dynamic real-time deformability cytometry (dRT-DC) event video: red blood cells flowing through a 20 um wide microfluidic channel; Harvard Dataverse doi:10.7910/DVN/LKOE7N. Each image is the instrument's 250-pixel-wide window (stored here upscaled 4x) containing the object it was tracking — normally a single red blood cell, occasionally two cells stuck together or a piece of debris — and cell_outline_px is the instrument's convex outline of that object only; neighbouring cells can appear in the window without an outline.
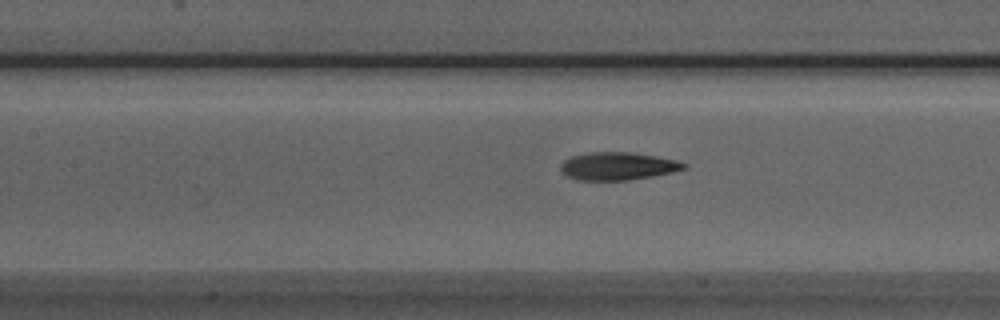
{"species": "Egyptian fruit bat (a non-hibernating species)", "species_latin": "Rousettus aegyptiacus", "temperature_condition": "room temperature", "stored_images_in_passage": 31, "camera_frame_rate_fps": 3000, "um_per_image_px": 0.085, "animal": {"sex": "male"}, "frame": {"image": 1, "passage_image": 12, "time_ms": 3.667, "image_size_px": [1000, 320], "cell_outline_px": [[688, 168], [672, 172], [652, 176], [628, 180], [576, 180], [560, 172], [560, 164], [564, 160], [572, 156], [592, 152], [632, 152], [676, 160], [688, 164]], "centroid_in_image_um": [52.5, 14.12], "position_along_channel_um": 154.9, "area_um2": 20.0}}
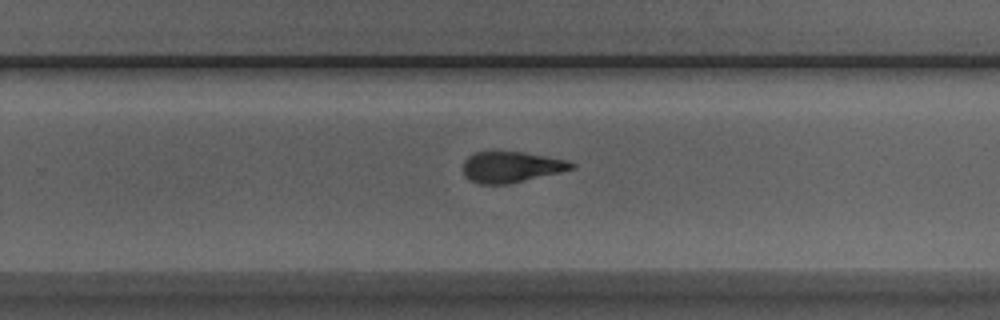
{"frame": {"image": 2, "passage_image": 22, "time_ms": 7.0, "image_size_px": [1000, 320], "cell_outline_px": [[576, 168], [560, 172], [508, 184], [480, 184], [468, 180], [464, 176], [464, 160], [468, 156], [476, 152], [520, 152], [568, 160], [576, 164]], "centroid_in_image_um": [43.45, 14.2], "position_along_channel_um": 286.3, "area_um2": 19.42}}
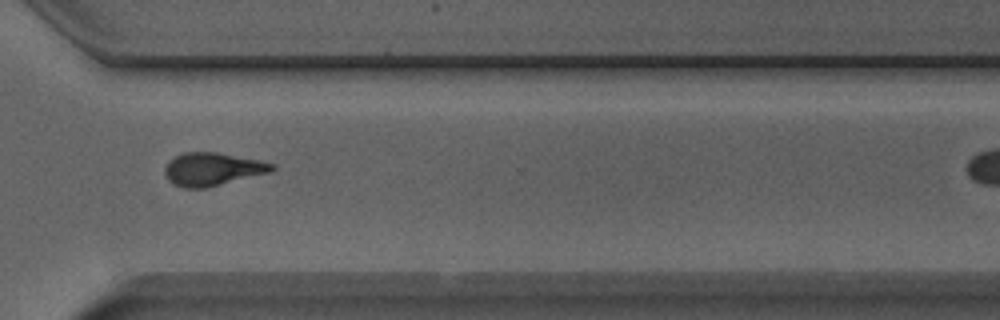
{"frame": {"image": 3, "passage_image": 27, "time_ms": 8.667, "image_size_px": [1000, 320], "cell_outline_px": [[276, 168], [272, 172], [204, 188], [184, 188], [172, 184], [168, 180], [164, 172], [164, 168], [168, 160], [184, 152], [216, 152], [276, 164]], "centroid_in_image_um": [18.03, 14.38], "position_along_channel_um": 352.6, "area_um2": 20.58}}